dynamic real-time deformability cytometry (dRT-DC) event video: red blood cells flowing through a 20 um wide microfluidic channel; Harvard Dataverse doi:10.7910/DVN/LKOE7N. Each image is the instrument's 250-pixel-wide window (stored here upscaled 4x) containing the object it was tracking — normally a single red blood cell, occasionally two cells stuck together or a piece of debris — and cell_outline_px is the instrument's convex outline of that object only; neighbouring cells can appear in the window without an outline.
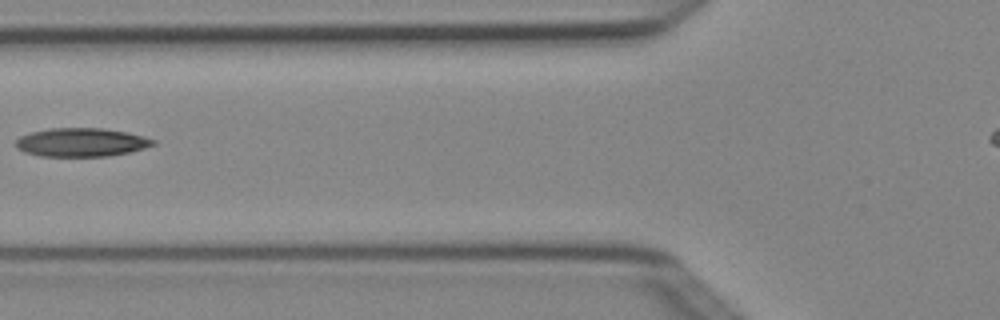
{"species": "Egyptian fruit bat (a non-hibernating species)", "species_latin": "Rousettus aegyptiacus", "temperature_condition": "cold", "stored_images_in_passage": 3, "camera_frame_rate_fps": 3000, "um_per_image_px": 0.085, "animal": {"sex": "female"}, "frame": {"image": 1, "passage_image": 3, "time_ms": 0.667, "image_size_px": [1000, 320], "cell_outline_px": [[156, 144], [144, 148], [128, 152], [108, 156], [40, 156], [24, 152], [16, 148], [16, 140], [20, 136], [32, 132], [48, 128], [104, 128], [128, 132], [144, 136], [156, 140]], "centroid_in_image_um": [6.92, 12.09], "position_along_channel_um": 118.9, "area_um2": 22.95}}